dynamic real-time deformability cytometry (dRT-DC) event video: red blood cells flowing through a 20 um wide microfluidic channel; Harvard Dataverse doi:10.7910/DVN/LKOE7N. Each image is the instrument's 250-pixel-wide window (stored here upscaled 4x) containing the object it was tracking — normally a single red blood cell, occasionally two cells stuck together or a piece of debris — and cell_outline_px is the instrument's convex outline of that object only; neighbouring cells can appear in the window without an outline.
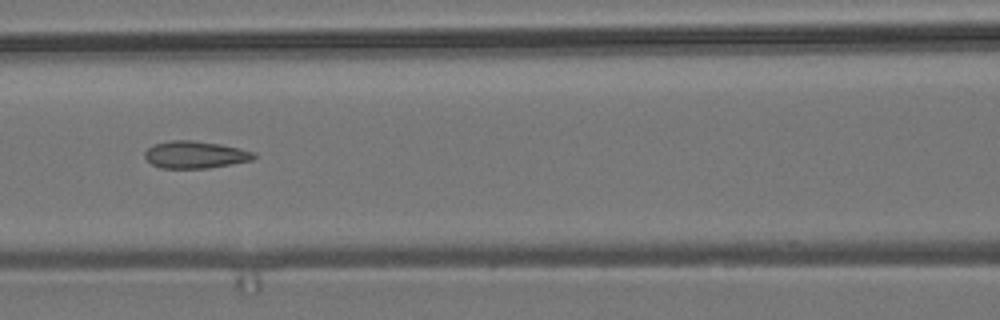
{"species": "common noctule bat (a hibernating species)", "species_latin": "Nyctalus noctula", "temperature_condition": "room temperature", "stored_images_in_passage": 9, "camera_frame_rate_fps": 3000, "um_per_image_px": 0.085, "animal": {"sex": "male", "body_mass_g": 19.2, "forearm_length_mm": 51.8}, "frame": {"image": 1, "passage_image": 7, "time_ms": 2.0, "image_size_px": [1000, 320], "cell_outline_px": [[256, 156], [252, 160], [232, 164], [208, 168], [160, 168], [152, 164], [144, 156], [144, 152], [152, 144], [172, 140], [192, 140], [220, 144], [240, 148], [256, 152]], "centroid_in_image_um": [16.6, 13.14], "position_along_channel_um": 150.0, "area_um2": 17.4}}
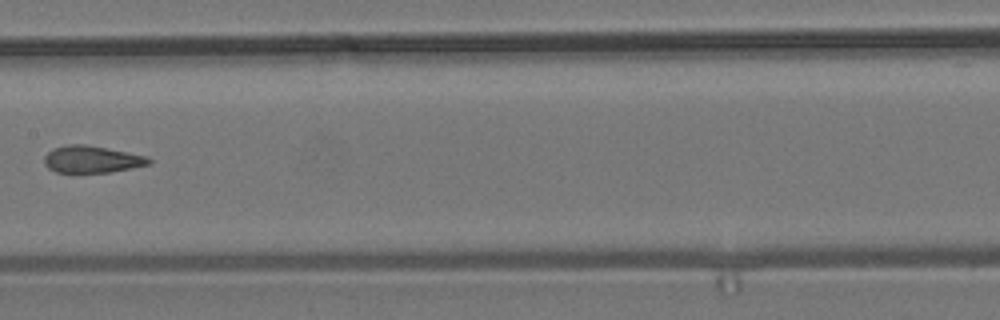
{"frame": {"image": 2, "passage_image": 8, "time_ms": 2.333, "image_size_px": [1000, 320], "cell_outline_px": [[152, 160], [148, 164], [132, 168], [112, 172], [56, 172], [48, 168], [44, 164], [44, 156], [52, 148], [68, 144], [84, 144], [148, 156]], "centroid_in_image_um": [7.78, 13.54], "position_along_channel_um": 199.6, "area_um2": 16.42}}
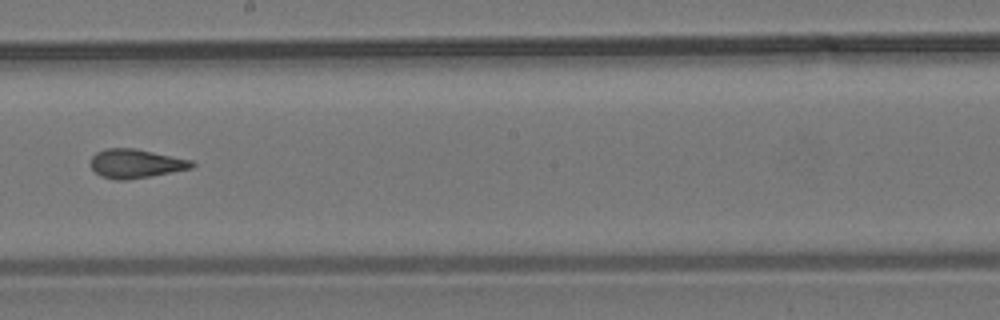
{"frame": {"image": 3, "passage_image": 9, "time_ms": 2.667, "image_size_px": [1000, 320], "cell_outline_px": [[196, 164], [192, 168], [152, 176], [128, 180], [116, 180], [100, 176], [88, 164], [92, 156], [96, 152], [104, 148], [136, 148], [192, 160]], "centroid_in_image_um": [11.51, 13.9], "position_along_channel_um": 236.7, "area_um2": 17.34}}